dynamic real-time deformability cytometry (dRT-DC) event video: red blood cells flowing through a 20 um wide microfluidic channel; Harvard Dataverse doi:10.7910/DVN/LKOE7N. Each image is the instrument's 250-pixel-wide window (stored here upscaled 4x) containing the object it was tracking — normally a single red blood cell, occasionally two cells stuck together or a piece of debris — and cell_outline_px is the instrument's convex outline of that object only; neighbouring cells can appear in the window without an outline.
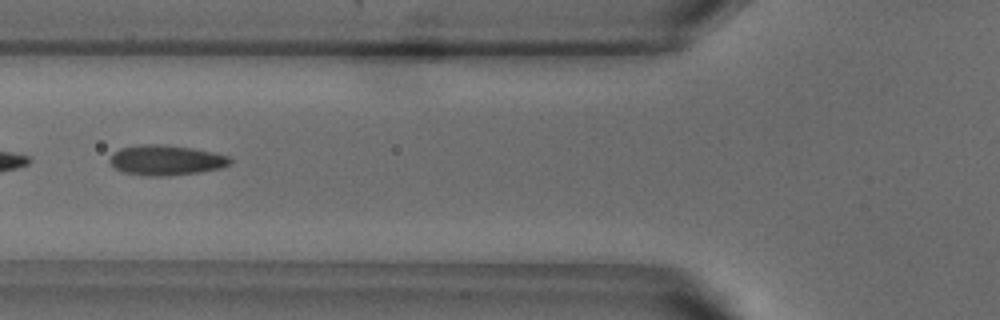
{"species": "common noctule bat (a hibernating species)", "species_latin": "Nyctalus noctula", "temperature_condition": "warm", "stored_images_in_passage": 52, "camera_frame_rate_fps": 3000, "um_per_image_px": 0.085, "animal": {"sex": "male", "body_mass_g": 18.8}, "frame": {"image": 1, "passage_image": 19, "time_ms": 6.0, "image_size_px": [1000, 320], "cell_outline_px": [[232, 164], [220, 168], [200, 172], [168, 176], [148, 176], [124, 172], [116, 168], [108, 160], [112, 152], [120, 148], [136, 144], [160, 144], [192, 148], [212, 152], [228, 156], [232, 160]], "centroid_in_image_um": [14.09, 13.61], "position_along_channel_um": 111.7, "area_um2": 21.27}}
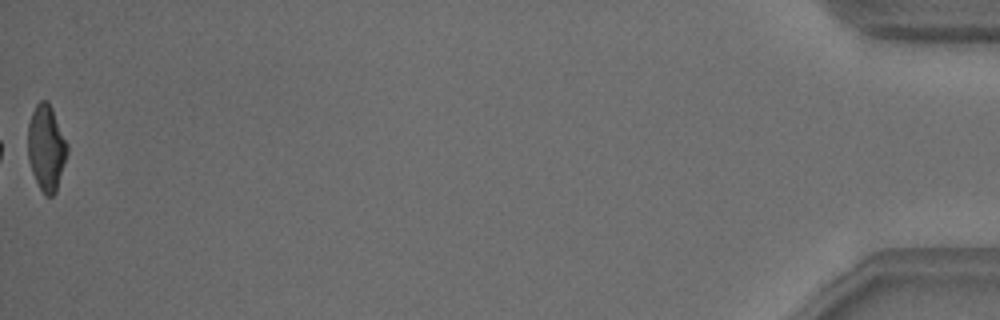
{"frame": {"image": 2, "passage_image": 52, "time_ms": 17.0, "image_size_px": [1000, 320], "cell_outline_px": [[68, 152], [56, 192], [52, 196], [44, 196], [32, 172], [28, 160], [28, 124], [32, 112], [36, 104], [40, 100], [48, 100], [52, 108], [68, 144]], "centroid_in_image_um": [3.94, 12.56], "position_along_channel_um": 431.3, "area_um2": 19.77}, "authors_computed_cell_mechanics": {"area_um2": 20.8369, "velocity_mm_per_s": 3.832, "shape_relaxation_time_tau1_ms": 4.2604, "shape_relaxation_time_tau2_ms": 1.0277, "deformation_change_tau1": 0.1386, "deformation_change_tau2": 0.0879}}